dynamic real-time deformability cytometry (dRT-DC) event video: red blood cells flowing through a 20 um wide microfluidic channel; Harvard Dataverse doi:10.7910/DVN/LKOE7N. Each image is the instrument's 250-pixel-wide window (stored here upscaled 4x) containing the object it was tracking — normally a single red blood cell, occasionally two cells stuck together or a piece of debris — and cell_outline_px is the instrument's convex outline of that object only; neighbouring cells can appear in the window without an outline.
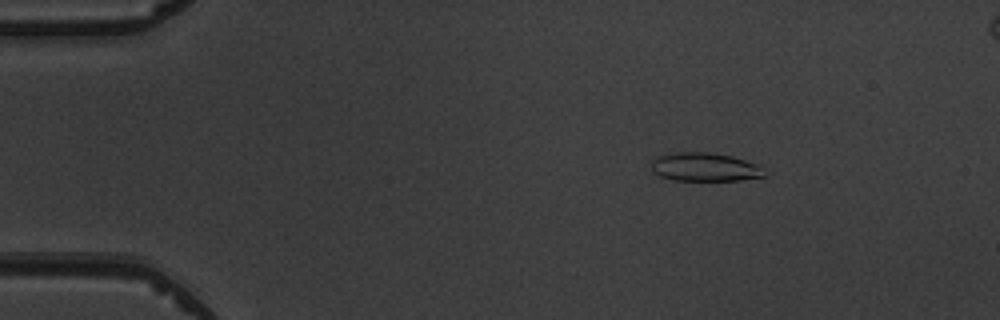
{"species": "common noctule bat (a hibernating species)", "species_latin": "Nyctalus noctula", "temperature_condition": "warm", "stored_images_in_passage": 5, "segment_of_instrument_passage": [1, 2], "camera_frame_rate_fps": 3000, "um_per_image_px": 0.085, "animal": {"sex": "male", "body_mass_g": 19.5, "forearm_length_mm": 54.6}, "frame": {"image": 1, "passage_image": 2, "time_ms": 1.333, "image_size_px": [1000, 320], "cell_outline_px": [[764, 176], [740, 180], [672, 180], [660, 176], [652, 172], [652, 160], [660, 156], [676, 152], [708, 152], [732, 156], [760, 164]], "centroid_in_image_um": [59.9, 14.2], "position_along_channel_um": 25.1, "area_um2": 18.73}}